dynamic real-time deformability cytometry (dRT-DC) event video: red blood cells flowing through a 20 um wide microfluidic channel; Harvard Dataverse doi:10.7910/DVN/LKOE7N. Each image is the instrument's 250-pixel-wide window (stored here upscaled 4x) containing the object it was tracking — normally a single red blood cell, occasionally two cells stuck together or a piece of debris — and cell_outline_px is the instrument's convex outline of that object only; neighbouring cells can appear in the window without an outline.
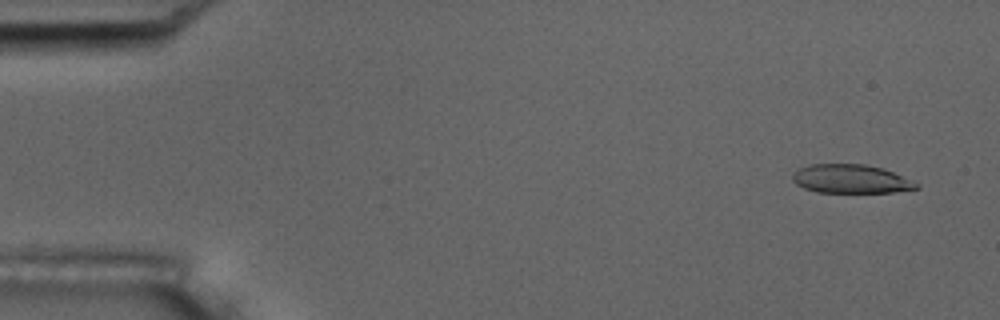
{"species": "common noctule bat (a hibernating species)", "species_latin": "Nyctalus noctula", "temperature_condition": "room temperature", "stored_images_in_passage": 54, "camera_frame_rate_fps": 3000, "um_per_image_px": 0.085, "animal": {"sex": "male", "body_mass_g": 17.5, "forearm_length_mm": 52.3}, "frame": {"image": 1, "passage_image": 3, "time_ms": 0.667, "image_size_px": [1000, 320], "cell_outline_px": [[920, 188], [892, 192], [816, 192], [804, 188], [796, 184], [792, 180], [792, 172], [800, 168], [812, 164], [864, 164], [884, 168], [912, 180], [920, 184]], "centroid_in_image_um": [72.33, 15.2], "position_along_channel_um": 12.7, "area_um2": 20.81}}
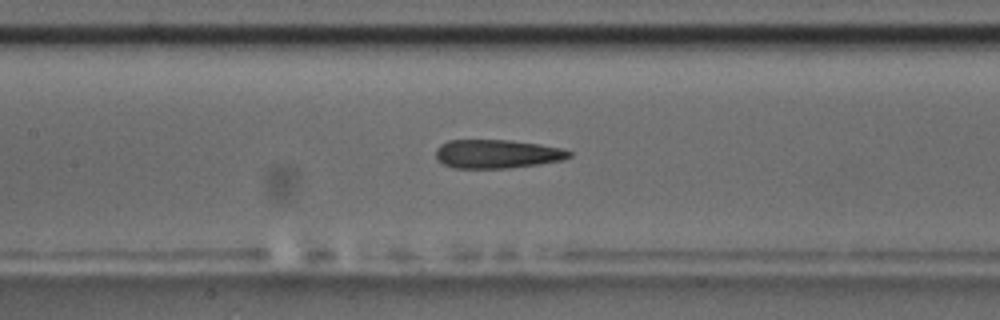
{"frame": {"image": 2, "passage_image": 25, "time_ms": 8.0, "image_size_px": [1000, 320], "cell_outline_px": [[572, 156], [564, 160], [540, 164], [512, 168], [456, 168], [444, 164], [436, 156], [436, 148], [440, 144], [448, 140], [508, 140], [540, 144], [560, 148], [572, 152]], "centroid_in_image_um": [42.28, 13.08], "position_along_channel_um": 165.1, "area_um2": 22.37}}
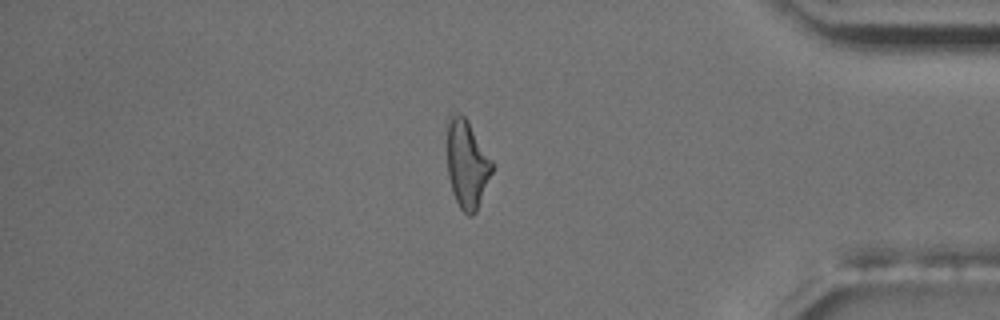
{"frame": {"image": 3, "passage_image": 46, "time_ms": 15.0, "image_size_px": [1000, 320], "cell_outline_px": [[492, 172], [476, 212], [472, 216], [468, 216], [460, 208], [452, 192], [448, 176], [448, 112], [460, 112], [468, 120], [492, 160]], "centroid_in_image_um": [39.68, 13.92], "position_along_channel_um": 395.5, "area_um2": 23.06}, "authors_computed_cell_mechanics": {"area_um2": 22.9466, "velocity_mm_per_s": 3.7086, "shape_relaxation_time_tau1_ms": null, "shape_relaxation_time_tau2_ms": 3.3136, "deformation_change_tau1": null, "deformation_change_tau2": 0.1451}}